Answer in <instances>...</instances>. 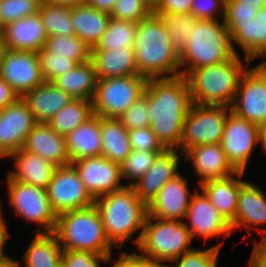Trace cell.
<instances>
[{"mask_svg":"<svg viewBox=\"0 0 266 267\" xmlns=\"http://www.w3.org/2000/svg\"><path fill=\"white\" fill-rule=\"evenodd\" d=\"M193 0H158L153 6L156 15L190 13Z\"/></svg>","mask_w":266,"mask_h":267,"instance_id":"681fc988","label":"cell"},{"mask_svg":"<svg viewBox=\"0 0 266 267\" xmlns=\"http://www.w3.org/2000/svg\"><path fill=\"white\" fill-rule=\"evenodd\" d=\"M71 163L88 157L101 156L100 116L93 115L66 137Z\"/></svg>","mask_w":266,"mask_h":267,"instance_id":"f1b7e54d","label":"cell"},{"mask_svg":"<svg viewBox=\"0 0 266 267\" xmlns=\"http://www.w3.org/2000/svg\"><path fill=\"white\" fill-rule=\"evenodd\" d=\"M91 61L98 79L139 75L134 47L91 51Z\"/></svg>","mask_w":266,"mask_h":267,"instance_id":"83f0119b","label":"cell"},{"mask_svg":"<svg viewBox=\"0 0 266 267\" xmlns=\"http://www.w3.org/2000/svg\"><path fill=\"white\" fill-rule=\"evenodd\" d=\"M243 174V171H237L225 178L208 180L199 185L210 202L229 222L235 218L239 190L246 182L241 179Z\"/></svg>","mask_w":266,"mask_h":267,"instance_id":"d4e9b609","label":"cell"},{"mask_svg":"<svg viewBox=\"0 0 266 267\" xmlns=\"http://www.w3.org/2000/svg\"><path fill=\"white\" fill-rule=\"evenodd\" d=\"M5 222L6 221H4V217L2 216L1 207H0V263L9 258L5 256L4 251H3L7 239L10 237Z\"/></svg>","mask_w":266,"mask_h":267,"instance_id":"f5cc1de1","label":"cell"},{"mask_svg":"<svg viewBox=\"0 0 266 267\" xmlns=\"http://www.w3.org/2000/svg\"><path fill=\"white\" fill-rule=\"evenodd\" d=\"M7 49L39 52L48 34L39 13L18 19L1 29Z\"/></svg>","mask_w":266,"mask_h":267,"instance_id":"7402d4cb","label":"cell"},{"mask_svg":"<svg viewBox=\"0 0 266 267\" xmlns=\"http://www.w3.org/2000/svg\"><path fill=\"white\" fill-rule=\"evenodd\" d=\"M257 13L253 5L242 4L234 0H225L224 17L226 27L230 29L235 23L252 20Z\"/></svg>","mask_w":266,"mask_h":267,"instance_id":"7dc6e473","label":"cell"},{"mask_svg":"<svg viewBox=\"0 0 266 267\" xmlns=\"http://www.w3.org/2000/svg\"><path fill=\"white\" fill-rule=\"evenodd\" d=\"M232 37L224 21L198 19L184 52L180 55L181 76L191 70L234 58Z\"/></svg>","mask_w":266,"mask_h":267,"instance_id":"8992f818","label":"cell"},{"mask_svg":"<svg viewBox=\"0 0 266 267\" xmlns=\"http://www.w3.org/2000/svg\"><path fill=\"white\" fill-rule=\"evenodd\" d=\"M137 22L111 18L106 32L91 51H111L123 47H134Z\"/></svg>","mask_w":266,"mask_h":267,"instance_id":"e575fe53","label":"cell"},{"mask_svg":"<svg viewBox=\"0 0 266 267\" xmlns=\"http://www.w3.org/2000/svg\"><path fill=\"white\" fill-rule=\"evenodd\" d=\"M143 95L148 99L153 133L166 148H178L185 117L193 104L186 77L148 79Z\"/></svg>","mask_w":266,"mask_h":267,"instance_id":"6da1fadb","label":"cell"},{"mask_svg":"<svg viewBox=\"0 0 266 267\" xmlns=\"http://www.w3.org/2000/svg\"><path fill=\"white\" fill-rule=\"evenodd\" d=\"M111 267H136V252L130 254L122 252L120 258L115 260Z\"/></svg>","mask_w":266,"mask_h":267,"instance_id":"11a10c76","label":"cell"},{"mask_svg":"<svg viewBox=\"0 0 266 267\" xmlns=\"http://www.w3.org/2000/svg\"><path fill=\"white\" fill-rule=\"evenodd\" d=\"M148 79L140 75L98 79L93 114L118 118L145 92Z\"/></svg>","mask_w":266,"mask_h":267,"instance_id":"ba28073f","label":"cell"},{"mask_svg":"<svg viewBox=\"0 0 266 267\" xmlns=\"http://www.w3.org/2000/svg\"><path fill=\"white\" fill-rule=\"evenodd\" d=\"M43 48L51 56L70 57L77 65L91 60V48L77 35L50 36Z\"/></svg>","mask_w":266,"mask_h":267,"instance_id":"8d00e7d4","label":"cell"},{"mask_svg":"<svg viewBox=\"0 0 266 267\" xmlns=\"http://www.w3.org/2000/svg\"><path fill=\"white\" fill-rule=\"evenodd\" d=\"M259 143L266 153V124L259 126Z\"/></svg>","mask_w":266,"mask_h":267,"instance_id":"91938a15","label":"cell"},{"mask_svg":"<svg viewBox=\"0 0 266 267\" xmlns=\"http://www.w3.org/2000/svg\"><path fill=\"white\" fill-rule=\"evenodd\" d=\"M93 115L91 100L72 99L65 107H62L47 124L59 135L66 137L71 131L83 124Z\"/></svg>","mask_w":266,"mask_h":267,"instance_id":"836d02e7","label":"cell"},{"mask_svg":"<svg viewBox=\"0 0 266 267\" xmlns=\"http://www.w3.org/2000/svg\"><path fill=\"white\" fill-rule=\"evenodd\" d=\"M101 156L121 164L131 153L128 130L118 118L100 117Z\"/></svg>","mask_w":266,"mask_h":267,"instance_id":"1f68e13d","label":"cell"},{"mask_svg":"<svg viewBox=\"0 0 266 267\" xmlns=\"http://www.w3.org/2000/svg\"><path fill=\"white\" fill-rule=\"evenodd\" d=\"M46 191L51 208L56 215L89 207L95 201L85 189L72 164L57 166Z\"/></svg>","mask_w":266,"mask_h":267,"instance_id":"7c38bea8","label":"cell"},{"mask_svg":"<svg viewBox=\"0 0 266 267\" xmlns=\"http://www.w3.org/2000/svg\"><path fill=\"white\" fill-rule=\"evenodd\" d=\"M15 159V171L8 170L7 175L15 181L25 182L47 188L57 166L52 162L20 149L8 156Z\"/></svg>","mask_w":266,"mask_h":267,"instance_id":"4316f807","label":"cell"},{"mask_svg":"<svg viewBox=\"0 0 266 267\" xmlns=\"http://www.w3.org/2000/svg\"><path fill=\"white\" fill-rule=\"evenodd\" d=\"M111 258L91 251L63 250L61 267H101V262L109 263Z\"/></svg>","mask_w":266,"mask_h":267,"instance_id":"f6af8a7d","label":"cell"},{"mask_svg":"<svg viewBox=\"0 0 266 267\" xmlns=\"http://www.w3.org/2000/svg\"><path fill=\"white\" fill-rule=\"evenodd\" d=\"M249 267H266V240L254 242Z\"/></svg>","mask_w":266,"mask_h":267,"instance_id":"f907efd6","label":"cell"},{"mask_svg":"<svg viewBox=\"0 0 266 267\" xmlns=\"http://www.w3.org/2000/svg\"><path fill=\"white\" fill-rule=\"evenodd\" d=\"M20 96L0 77V110L14 103Z\"/></svg>","mask_w":266,"mask_h":267,"instance_id":"816d5d0a","label":"cell"},{"mask_svg":"<svg viewBox=\"0 0 266 267\" xmlns=\"http://www.w3.org/2000/svg\"><path fill=\"white\" fill-rule=\"evenodd\" d=\"M6 50H7L6 42L4 41L2 31L0 30V64L3 60Z\"/></svg>","mask_w":266,"mask_h":267,"instance_id":"94428289","label":"cell"},{"mask_svg":"<svg viewBox=\"0 0 266 267\" xmlns=\"http://www.w3.org/2000/svg\"><path fill=\"white\" fill-rule=\"evenodd\" d=\"M116 1L117 0H86V4L98 11L110 14Z\"/></svg>","mask_w":266,"mask_h":267,"instance_id":"db71d44e","label":"cell"},{"mask_svg":"<svg viewBox=\"0 0 266 267\" xmlns=\"http://www.w3.org/2000/svg\"><path fill=\"white\" fill-rule=\"evenodd\" d=\"M185 219L192 238L202 237L207 239L224 236L229 237L232 233L230 222L210 202L206 194L197 190L191 198ZM189 224V225H188Z\"/></svg>","mask_w":266,"mask_h":267,"instance_id":"e0dca14e","label":"cell"},{"mask_svg":"<svg viewBox=\"0 0 266 267\" xmlns=\"http://www.w3.org/2000/svg\"><path fill=\"white\" fill-rule=\"evenodd\" d=\"M134 49L140 76L146 79L181 76L180 56L159 15L152 13L137 23Z\"/></svg>","mask_w":266,"mask_h":267,"instance_id":"7a4b0ae2","label":"cell"},{"mask_svg":"<svg viewBox=\"0 0 266 267\" xmlns=\"http://www.w3.org/2000/svg\"><path fill=\"white\" fill-rule=\"evenodd\" d=\"M148 2H150L153 6L154 4L158 1V0H147Z\"/></svg>","mask_w":266,"mask_h":267,"instance_id":"e7e4bbea","label":"cell"},{"mask_svg":"<svg viewBox=\"0 0 266 267\" xmlns=\"http://www.w3.org/2000/svg\"><path fill=\"white\" fill-rule=\"evenodd\" d=\"M231 111L258 126L266 124V71L256 65L242 74Z\"/></svg>","mask_w":266,"mask_h":267,"instance_id":"8fae6325","label":"cell"},{"mask_svg":"<svg viewBox=\"0 0 266 267\" xmlns=\"http://www.w3.org/2000/svg\"><path fill=\"white\" fill-rule=\"evenodd\" d=\"M136 267H169V265H164V262L143 259L136 255Z\"/></svg>","mask_w":266,"mask_h":267,"instance_id":"9f6ffc18","label":"cell"},{"mask_svg":"<svg viewBox=\"0 0 266 267\" xmlns=\"http://www.w3.org/2000/svg\"><path fill=\"white\" fill-rule=\"evenodd\" d=\"M94 205L111 245L121 248L124 242H128L133 234L141 230L137 238L132 240L138 246L148 216V205L136 195L131 185L98 197Z\"/></svg>","mask_w":266,"mask_h":267,"instance_id":"3957f363","label":"cell"},{"mask_svg":"<svg viewBox=\"0 0 266 267\" xmlns=\"http://www.w3.org/2000/svg\"><path fill=\"white\" fill-rule=\"evenodd\" d=\"M38 56L45 82H53L77 65L70 57L51 56L44 48L38 52Z\"/></svg>","mask_w":266,"mask_h":267,"instance_id":"7bdbcfd3","label":"cell"},{"mask_svg":"<svg viewBox=\"0 0 266 267\" xmlns=\"http://www.w3.org/2000/svg\"><path fill=\"white\" fill-rule=\"evenodd\" d=\"M38 13L48 37L75 35L70 6L42 2Z\"/></svg>","mask_w":266,"mask_h":267,"instance_id":"d590c367","label":"cell"},{"mask_svg":"<svg viewBox=\"0 0 266 267\" xmlns=\"http://www.w3.org/2000/svg\"><path fill=\"white\" fill-rule=\"evenodd\" d=\"M266 223V196L254 183L245 182L238 194L235 218L230 222L232 232L237 228L257 229L261 239L266 240V228L260 229ZM261 224V225H260ZM258 225V226H257Z\"/></svg>","mask_w":266,"mask_h":267,"instance_id":"ffe728a7","label":"cell"},{"mask_svg":"<svg viewBox=\"0 0 266 267\" xmlns=\"http://www.w3.org/2000/svg\"><path fill=\"white\" fill-rule=\"evenodd\" d=\"M239 56L193 69L185 76L193 104L231 106L247 67Z\"/></svg>","mask_w":266,"mask_h":267,"instance_id":"277c9868","label":"cell"},{"mask_svg":"<svg viewBox=\"0 0 266 267\" xmlns=\"http://www.w3.org/2000/svg\"><path fill=\"white\" fill-rule=\"evenodd\" d=\"M42 2L66 5L71 7L79 4H84L86 3V0H42Z\"/></svg>","mask_w":266,"mask_h":267,"instance_id":"6f0895ef","label":"cell"},{"mask_svg":"<svg viewBox=\"0 0 266 267\" xmlns=\"http://www.w3.org/2000/svg\"><path fill=\"white\" fill-rule=\"evenodd\" d=\"M71 17L75 35L90 48L100 41L111 20L109 13L98 11L86 3L71 6Z\"/></svg>","mask_w":266,"mask_h":267,"instance_id":"f546056e","label":"cell"},{"mask_svg":"<svg viewBox=\"0 0 266 267\" xmlns=\"http://www.w3.org/2000/svg\"><path fill=\"white\" fill-rule=\"evenodd\" d=\"M230 112V106L192 104L185 117L177 149L185 153L197 145L221 143Z\"/></svg>","mask_w":266,"mask_h":267,"instance_id":"9c48e42d","label":"cell"},{"mask_svg":"<svg viewBox=\"0 0 266 267\" xmlns=\"http://www.w3.org/2000/svg\"><path fill=\"white\" fill-rule=\"evenodd\" d=\"M128 135L132 150L161 153L166 149L150 126L128 130Z\"/></svg>","mask_w":266,"mask_h":267,"instance_id":"bcb514c9","label":"cell"},{"mask_svg":"<svg viewBox=\"0 0 266 267\" xmlns=\"http://www.w3.org/2000/svg\"><path fill=\"white\" fill-rule=\"evenodd\" d=\"M225 0H193L191 5V14L198 19L218 20L219 11L224 17Z\"/></svg>","mask_w":266,"mask_h":267,"instance_id":"c3c4849f","label":"cell"},{"mask_svg":"<svg viewBox=\"0 0 266 267\" xmlns=\"http://www.w3.org/2000/svg\"><path fill=\"white\" fill-rule=\"evenodd\" d=\"M229 31L235 53L238 55L236 44L243 49L247 65L255 58H266V5L252 20L235 23Z\"/></svg>","mask_w":266,"mask_h":267,"instance_id":"603a6c76","label":"cell"},{"mask_svg":"<svg viewBox=\"0 0 266 267\" xmlns=\"http://www.w3.org/2000/svg\"><path fill=\"white\" fill-rule=\"evenodd\" d=\"M189 190L182 174L170 179L148 204V215L163 220L183 221L193 196Z\"/></svg>","mask_w":266,"mask_h":267,"instance_id":"ac0fdd59","label":"cell"},{"mask_svg":"<svg viewBox=\"0 0 266 267\" xmlns=\"http://www.w3.org/2000/svg\"><path fill=\"white\" fill-rule=\"evenodd\" d=\"M192 240L184 221L163 220L148 215L137 248L142 254L136 255L150 261L171 262L191 250Z\"/></svg>","mask_w":266,"mask_h":267,"instance_id":"52a82bcc","label":"cell"},{"mask_svg":"<svg viewBox=\"0 0 266 267\" xmlns=\"http://www.w3.org/2000/svg\"><path fill=\"white\" fill-rule=\"evenodd\" d=\"M179 153L180 150L177 148H166L157 155L152 167L141 178L136 182L127 183L147 205L170 179L179 175Z\"/></svg>","mask_w":266,"mask_h":267,"instance_id":"d6986e66","label":"cell"},{"mask_svg":"<svg viewBox=\"0 0 266 267\" xmlns=\"http://www.w3.org/2000/svg\"><path fill=\"white\" fill-rule=\"evenodd\" d=\"M153 13V5L147 0H117L110 13L111 18L139 22Z\"/></svg>","mask_w":266,"mask_h":267,"instance_id":"60d3db41","label":"cell"},{"mask_svg":"<svg viewBox=\"0 0 266 267\" xmlns=\"http://www.w3.org/2000/svg\"><path fill=\"white\" fill-rule=\"evenodd\" d=\"M42 0H0V30L8 24L39 12Z\"/></svg>","mask_w":266,"mask_h":267,"instance_id":"f35d334b","label":"cell"},{"mask_svg":"<svg viewBox=\"0 0 266 267\" xmlns=\"http://www.w3.org/2000/svg\"><path fill=\"white\" fill-rule=\"evenodd\" d=\"M159 153L132 150L126 159L121 163L122 180L130 179L136 182L154 164Z\"/></svg>","mask_w":266,"mask_h":267,"instance_id":"ab89813d","label":"cell"},{"mask_svg":"<svg viewBox=\"0 0 266 267\" xmlns=\"http://www.w3.org/2000/svg\"><path fill=\"white\" fill-rule=\"evenodd\" d=\"M9 205L25 221L43 227L37 233H53L57 215L52 210L45 188L12 180L7 175ZM41 229V230H40Z\"/></svg>","mask_w":266,"mask_h":267,"instance_id":"30bf717a","label":"cell"},{"mask_svg":"<svg viewBox=\"0 0 266 267\" xmlns=\"http://www.w3.org/2000/svg\"><path fill=\"white\" fill-rule=\"evenodd\" d=\"M160 17L170 33L175 51L180 56L187 47L198 18L191 13L160 15Z\"/></svg>","mask_w":266,"mask_h":267,"instance_id":"74e56055","label":"cell"},{"mask_svg":"<svg viewBox=\"0 0 266 267\" xmlns=\"http://www.w3.org/2000/svg\"><path fill=\"white\" fill-rule=\"evenodd\" d=\"M53 234L63 250L91 251L112 256L98 209L89 207L70 210L57 215Z\"/></svg>","mask_w":266,"mask_h":267,"instance_id":"5b68a950","label":"cell"},{"mask_svg":"<svg viewBox=\"0 0 266 267\" xmlns=\"http://www.w3.org/2000/svg\"><path fill=\"white\" fill-rule=\"evenodd\" d=\"M22 149L39 155L56 166L71 164L65 137L59 135L47 123H37L33 127Z\"/></svg>","mask_w":266,"mask_h":267,"instance_id":"cb8c5ba5","label":"cell"},{"mask_svg":"<svg viewBox=\"0 0 266 267\" xmlns=\"http://www.w3.org/2000/svg\"><path fill=\"white\" fill-rule=\"evenodd\" d=\"M37 123L48 121L72 98L53 82H44L21 97Z\"/></svg>","mask_w":266,"mask_h":267,"instance_id":"484cf974","label":"cell"},{"mask_svg":"<svg viewBox=\"0 0 266 267\" xmlns=\"http://www.w3.org/2000/svg\"><path fill=\"white\" fill-rule=\"evenodd\" d=\"M183 157L192 162L196 176L200 177L197 181L199 185L205 181L225 178L237 172L228 161L221 143L197 145L188 149Z\"/></svg>","mask_w":266,"mask_h":267,"instance_id":"44dd1931","label":"cell"},{"mask_svg":"<svg viewBox=\"0 0 266 267\" xmlns=\"http://www.w3.org/2000/svg\"><path fill=\"white\" fill-rule=\"evenodd\" d=\"M37 124L27 104L20 97L0 110V157L7 158L22 149L28 133Z\"/></svg>","mask_w":266,"mask_h":267,"instance_id":"2e32d148","label":"cell"},{"mask_svg":"<svg viewBox=\"0 0 266 267\" xmlns=\"http://www.w3.org/2000/svg\"><path fill=\"white\" fill-rule=\"evenodd\" d=\"M237 2H242V4L253 5L257 10L261 9L266 5V0H234Z\"/></svg>","mask_w":266,"mask_h":267,"instance_id":"680465c9","label":"cell"},{"mask_svg":"<svg viewBox=\"0 0 266 267\" xmlns=\"http://www.w3.org/2000/svg\"><path fill=\"white\" fill-rule=\"evenodd\" d=\"M222 245L223 242H219L217 245L204 250L191 248L188 252L171 261L176 266L169 265V267H218V252Z\"/></svg>","mask_w":266,"mask_h":267,"instance_id":"b9f144b4","label":"cell"},{"mask_svg":"<svg viewBox=\"0 0 266 267\" xmlns=\"http://www.w3.org/2000/svg\"><path fill=\"white\" fill-rule=\"evenodd\" d=\"M0 77L22 97L45 82L39 65L38 52L7 49L0 64Z\"/></svg>","mask_w":266,"mask_h":267,"instance_id":"5bb4252c","label":"cell"},{"mask_svg":"<svg viewBox=\"0 0 266 267\" xmlns=\"http://www.w3.org/2000/svg\"><path fill=\"white\" fill-rule=\"evenodd\" d=\"M266 71V61L259 64Z\"/></svg>","mask_w":266,"mask_h":267,"instance_id":"be15d7a7","label":"cell"},{"mask_svg":"<svg viewBox=\"0 0 266 267\" xmlns=\"http://www.w3.org/2000/svg\"><path fill=\"white\" fill-rule=\"evenodd\" d=\"M118 119L127 130L150 126L148 99L142 95Z\"/></svg>","mask_w":266,"mask_h":267,"instance_id":"ee69618b","label":"cell"},{"mask_svg":"<svg viewBox=\"0 0 266 267\" xmlns=\"http://www.w3.org/2000/svg\"><path fill=\"white\" fill-rule=\"evenodd\" d=\"M62 253L63 249L53 233H36L22 259L25 267H61Z\"/></svg>","mask_w":266,"mask_h":267,"instance_id":"d6a6232c","label":"cell"},{"mask_svg":"<svg viewBox=\"0 0 266 267\" xmlns=\"http://www.w3.org/2000/svg\"><path fill=\"white\" fill-rule=\"evenodd\" d=\"M259 143V126L238 117L232 111L228 114L221 146L228 161L237 171L245 172L254 147Z\"/></svg>","mask_w":266,"mask_h":267,"instance_id":"4fadbf2b","label":"cell"},{"mask_svg":"<svg viewBox=\"0 0 266 267\" xmlns=\"http://www.w3.org/2000/svg\"><path fill=\"white\" fill-rule=\"evenodd\" d=\"M97 82L98 76L91 60L76 65L53 81L58 88H61L72 99H88L91 101L95 94Z\"/></svg>","mask_w":266,"mask_h":267,"instance_id":"4dcf8cb0","label":"cell"},{"mask_svg":"<svg viewBox=\"0 0 266 267\" xmlns=\"http://www.w3.org/2000/svg\"><path fill=\"white\" fill-rule=\"evenodd\" d=\"M19 261L13 260V258H8L0 263V267H20Z\"/></svg>","mask_w":266,"mask_h":267,"instance_id":"6125c7cd","label":"cell"},{"mask_svg":"<svg viewBox=\"0 0 266 267\" xmlns=\"http://www.w3.org/2000/svg\"><path fill=\"white\" fill-rule=\"evenodd\" d=\"M71 164L94 200L125 186L120 182L122 181L121 164L103 156L83 158Z\"/></svg>","mask_w":266,"mask_h":267,"instance_id":"9a60e30c","label":"cell"}]
</instances>
